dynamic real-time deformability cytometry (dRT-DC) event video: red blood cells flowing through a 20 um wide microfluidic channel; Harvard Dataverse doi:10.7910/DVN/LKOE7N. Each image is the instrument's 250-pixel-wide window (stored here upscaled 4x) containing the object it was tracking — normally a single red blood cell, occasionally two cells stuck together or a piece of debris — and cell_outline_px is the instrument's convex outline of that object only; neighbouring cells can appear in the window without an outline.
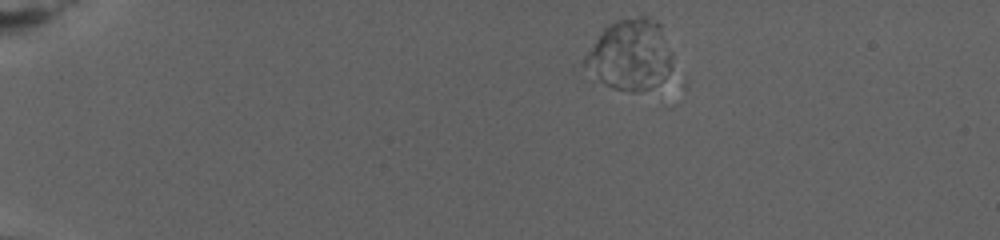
{"species": "human", "species_latin": "Homo sapiens", "temperature_condition": "warm", "stored_images_in_passage": 62, "camera_frame_rate_fps": 3000, "um_per_image_px": 0.085, "donor": {"sex": "female"}, "frame": {"image": 1, "passage_image": 1, "time_ms": 0.0, "image_size_px": [1000, 240], "cell_outline_px": [[672, 68], [668, 76], [656, 84], [640, 92], [632, 92], [616, 88], [600, 80], [580, 64], [584, 56], [604, 28], [608, 24], [616, 20], [640, 12], [644, 12], [656, 20], [660, 24], [672, 56]], "centroid_in_image_um": [53.58, 4.58], "position_along_channel_um": 31.4, "area_um2": 36.59}}
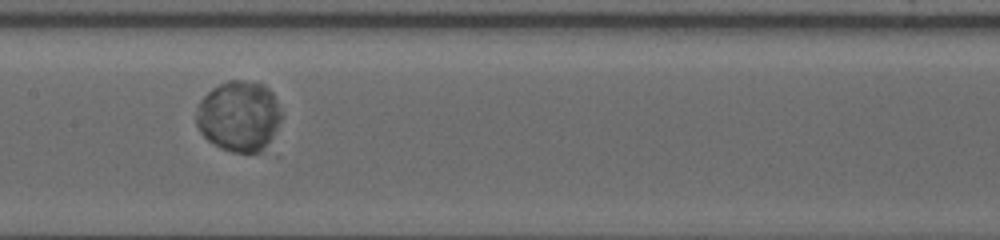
{"frame": {"image": 2, "passage_image": 26, "time_ms": 10.0, "image_size_px": [1000, 240], "cell_outline_px": [[280, 156], [276, 156], [232, 152], [220, 148], [208, 140], [200, 132], [196, 124], [196, 108], [200, 100], [212, 88], [228, 80], [244, 80], [264, 84], [272, 92], [280, 112]], "centroid_in_image_um": [20.47, 10.04], "position_along_channel_um": 186.9, "area_um2": 37.57}}
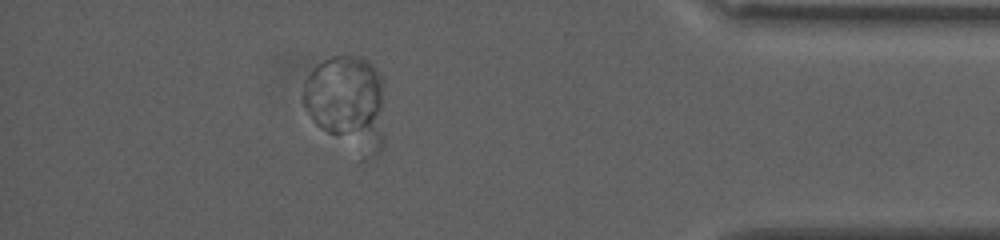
{"frame": {"image": 3, "passage_image": 54, "time_ms": 20.0, "image_size_px": [1000, 240], "cell_outline_px": [[384, 144], [380, 156], [360, 164], [320, 128], [316, 124], [304, 104], [304, 92], [312, 72], [324, 60], [332, 56], [364, 56], [376, 68], [380, 76], [384, 136]], "centroid_in_image_um": [29.6, 8.91], "position_along_channel_um": 405.6, "area_um2": 45.89}}